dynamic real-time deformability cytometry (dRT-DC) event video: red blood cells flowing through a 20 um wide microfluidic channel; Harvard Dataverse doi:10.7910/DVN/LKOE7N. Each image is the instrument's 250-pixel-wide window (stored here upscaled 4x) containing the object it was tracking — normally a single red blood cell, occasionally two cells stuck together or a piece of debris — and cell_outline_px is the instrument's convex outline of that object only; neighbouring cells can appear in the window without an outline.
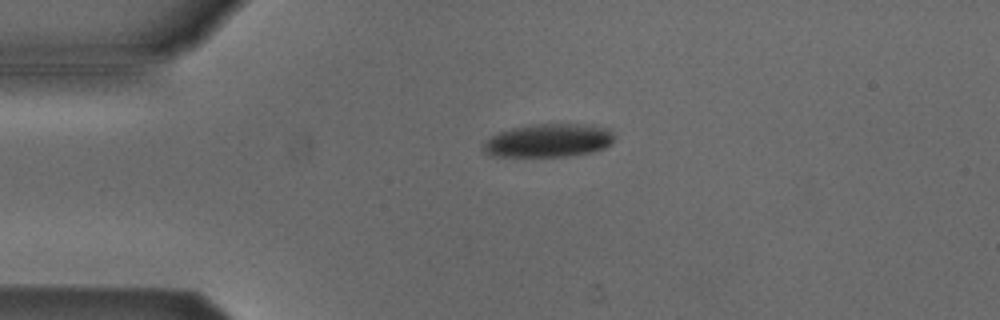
{"species": "Egyptian fruit bat (a non-hibernating species)", "species_latin": "Rousettus aegyptiacus", "temperature_condition": "cold", "stored_images_in_passage": 3, "camera_frame_rate_fps": 3000, "um_per_image_px": 0.085, "animal": {"sex": "male"}, "frame": {"image": 1, "passage_image": 1, "time_ms": 0.0, "image_size_px": [1000, 320], "cell_outline_px": [[616, 136], [612, 144], [604, 148], [592, 152], [572, 156], [492, 156], [484, 152], [484, 144], [492, 136], [500, 132], [512, 128], [536, 124], [576, 124], [608, 128]], "centroid_in_image_um": [46.68, 11.95], "position_along_channel_um": 38.3, "area_um2": 25.26}}